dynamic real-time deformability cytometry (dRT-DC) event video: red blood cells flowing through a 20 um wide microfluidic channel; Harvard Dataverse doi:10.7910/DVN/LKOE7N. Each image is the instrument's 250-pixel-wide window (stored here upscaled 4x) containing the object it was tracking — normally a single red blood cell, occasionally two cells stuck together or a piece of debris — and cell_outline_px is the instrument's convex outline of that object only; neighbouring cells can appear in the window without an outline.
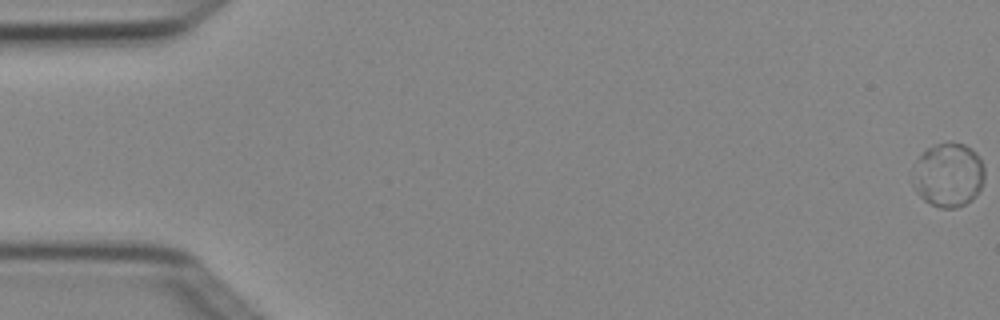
{"species": "Egyptian fruit bat (a non-hibernating species)", "species_latin": "Rousettus aegyptiacus", "temperature_condition": "cold", "stored_images_in_passage": 5, "camera_frame_rate_fps": 3000, "um_per_image_px": 0.085, "animal": {"sex": "female"}, "frame": {"image": 1, "passage_image": 1, "time_ms": 0.0, "image_size_px": [1000, 320], "cell_outline_px": [[984, 180], [976, 196], [972, 200], [956, 208], [940, 208], [924, 200], [912, 188], [908, 172], [916, 160], [928, 148], [936, 144], [964, 144], [972, 148], [976, 152], [984, 164]], "centroid_in_image_um": [80.55, 14.89], "position_along_channel_um": 4.4, "area_um2": 27.4}}